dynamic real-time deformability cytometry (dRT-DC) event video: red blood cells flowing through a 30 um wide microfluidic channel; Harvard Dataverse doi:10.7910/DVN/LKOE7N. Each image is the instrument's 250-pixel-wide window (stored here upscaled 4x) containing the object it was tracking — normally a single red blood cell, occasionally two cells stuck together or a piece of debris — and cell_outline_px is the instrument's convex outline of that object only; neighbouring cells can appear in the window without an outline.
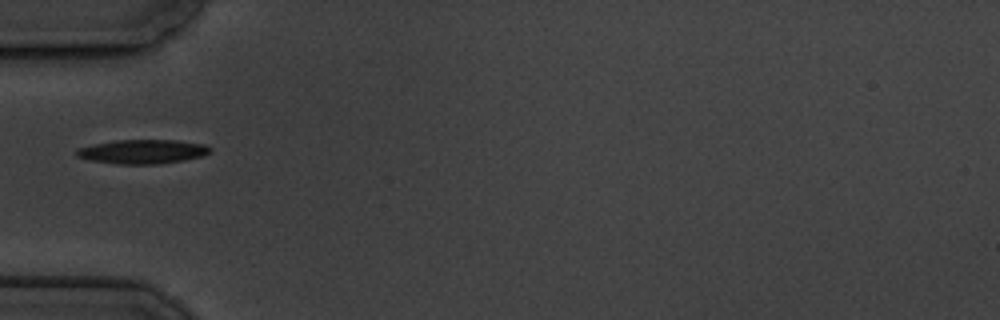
{"species": "common noctule bat (a hibernating species)", "species_latin": "Nyctalus noctula", "temperature_condition": "cold", "stored_images_in_passage": 9, "camera_frame_rate_fps": 3000, "um_per_image_px": 0.085, "animal": {"sex": "male", "body_mass_g": 19.5, "forearm_length_mm": 54.6}, "frame": {"image": 1, "passage_image": 1, "time_ms": 0.0, "image_size_px": [1000, 320], "cell_outline_px": [[212, 152], [204, 156], [184, 160], [160, 164], [116, 164], [92, 160], [76, 156], [76, 148], [92, 144], [116, 140], [176, 140], [204, 144], [212, 148]], "centroid_in_image_um": [12.15, 12.88], "position_along_channel_um": 72.9, "area_um2": 18.96}}
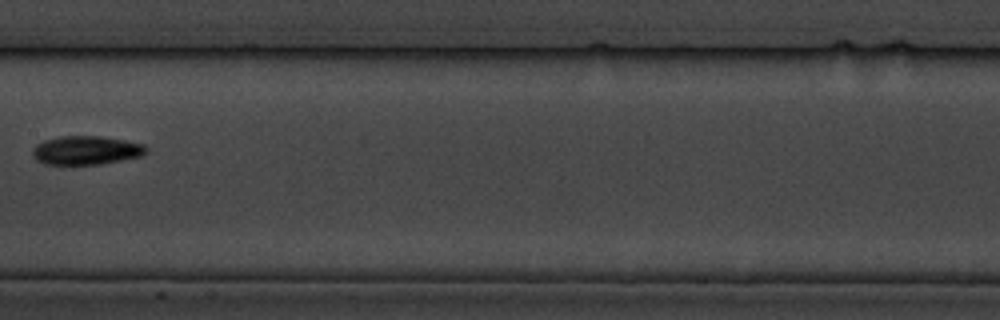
{"frame": {"image": 2, "passage_image": 4, "time_ms": 3.667, "image_size_px": [1000, 320], "cell_outline_px": [[148, 148], [144, 156], [100, 164], [44, 164], [36, 160], [32, 156], [32, 148], [36, 144], [44, 140], [60, 136], [100, 136], [124, 140], [144, 144]], "centroid_in_image_um": [7.32, 12.77], "position_along_channel_um": 200.1, "area_um2": 19.19}}
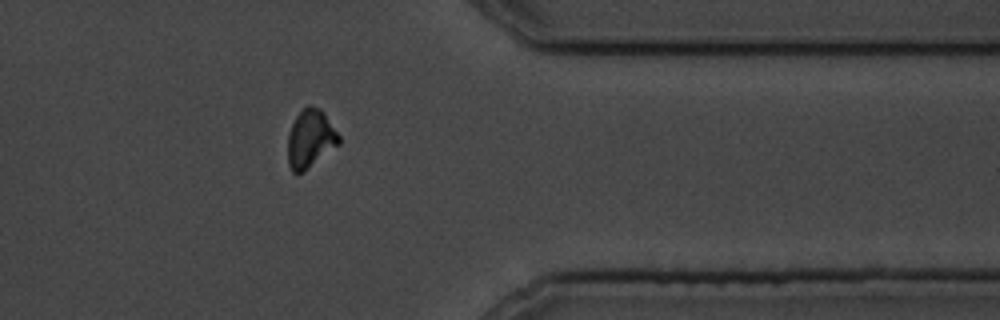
{"frame": {"image": 3, "passage_image": 9, "time_ms": 9.333, "image_size_px": [1000, 320], "cell_outline_px": [[340, 144], [304, 172], [292, 172], [288, 164], [288, 132], [296, 116], [308, 104], [320, 108], [324, 112], [340, 136]], "centroid_in_image_um": [26.39, 11.79], "position_along_channel_um": 385.0, "area_um2": 17.46}}